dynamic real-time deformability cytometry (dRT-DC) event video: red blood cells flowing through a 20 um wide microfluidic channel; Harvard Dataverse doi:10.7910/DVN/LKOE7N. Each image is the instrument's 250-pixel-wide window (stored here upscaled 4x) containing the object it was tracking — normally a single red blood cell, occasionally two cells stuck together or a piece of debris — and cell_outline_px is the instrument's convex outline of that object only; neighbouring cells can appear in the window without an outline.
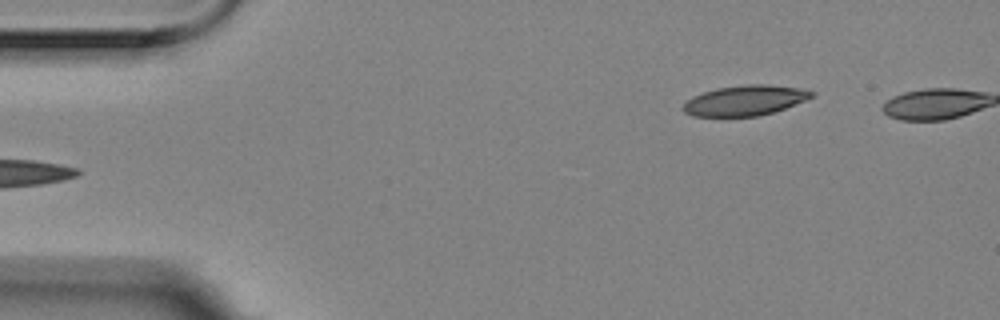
{"species": "Egyptian fruit bat (a non-hibernating species)", "species_latin": "Rousettus aegyptiacus", "temperature_condition": "room temperature", "stored_images_in_passage": 6, "camera_frame_rate_fps": 3000, "um_per_image_px": 0.085, "animal": {"sex": "female"}, "frame": {"image": 1, "passage_image": 6, "time_ms": 1.667, "image_size_px": [1000, 320], "cell_outline_px": [[816, 92], [812, 96], [804, 100], [784, 108], [760, 116], [692, 116], [684, 112], [684, 104], [692, 96], [716, 88], [748, 84], [768, 84], [800, 88]], "centroid_in_image_um": [63.32, 8.53], "position_along_channel_um": 21.7, "area_um2": 22.37}}